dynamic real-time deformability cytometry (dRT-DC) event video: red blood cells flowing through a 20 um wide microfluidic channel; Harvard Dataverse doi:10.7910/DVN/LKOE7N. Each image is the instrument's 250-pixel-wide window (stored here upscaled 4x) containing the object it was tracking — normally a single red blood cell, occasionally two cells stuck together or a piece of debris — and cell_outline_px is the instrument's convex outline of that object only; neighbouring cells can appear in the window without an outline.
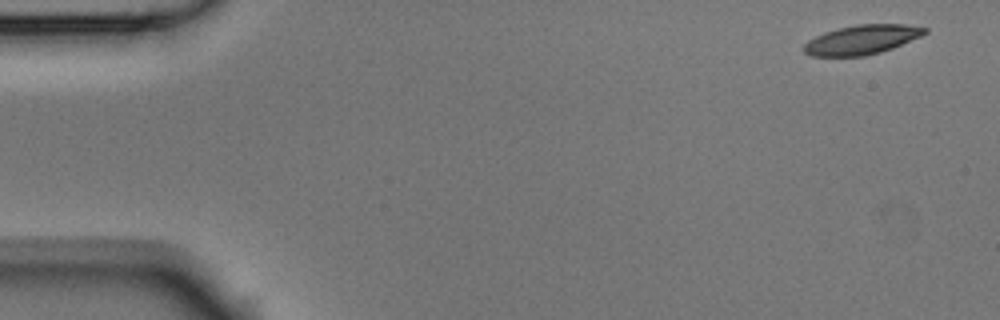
{"species": "Egyptian fruit bat (a non-hibernating species)", "species_latin": "Rousettus aegyptiacus", "temperature_condition": "room temperature", "stored_images_in_passage": 9, "camera_frame_rate_fps": 3000, "um_per_image_px": 0.085, "animal": {"sex": "male"}, "frame": {"image": 1, "passage_image": 1, "time_ms": 0.0, "image_size_px": [1000, 320], "cell_outline_px": [[928, 32], [920, 36], [892, 48], [880, 52], [864, 56], [812, 56], [804, 52], [804, 44], [808, 40], [824, 32], [856, 24], [904, 24], [928, 28]], "centroid_in_image_um": [73.25, 3.37], "position_along_channel_um": 11.7, "area_um2": 20.52}}
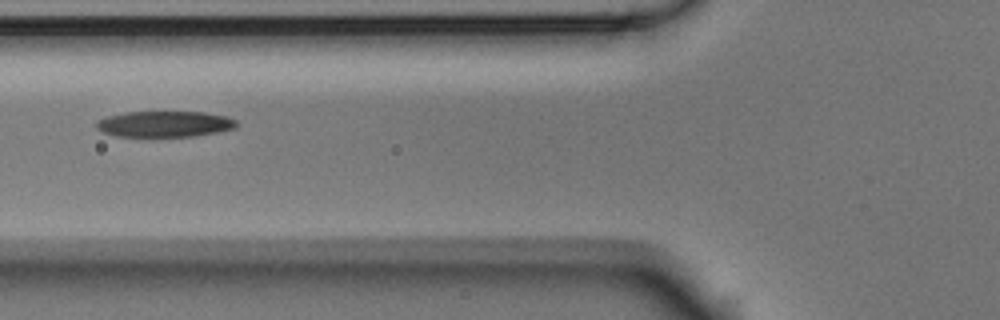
{"frame": {"image": 2, "passage_image": 6, "time_ms": 1.667, "image_size_px": [1000, 320], "cell_outline_px": [[240, 124], [236, 128], [196, 136], [116, 136], [100, 132], [96, 128], [96, 120], [108, 116], [124, 112], [204, 112], [228, 116], [236, 120]], "centroid_in_image_um": [14.0, 10.54], "position_along_channel_um": 111.8, "area_um2": 21.39}}
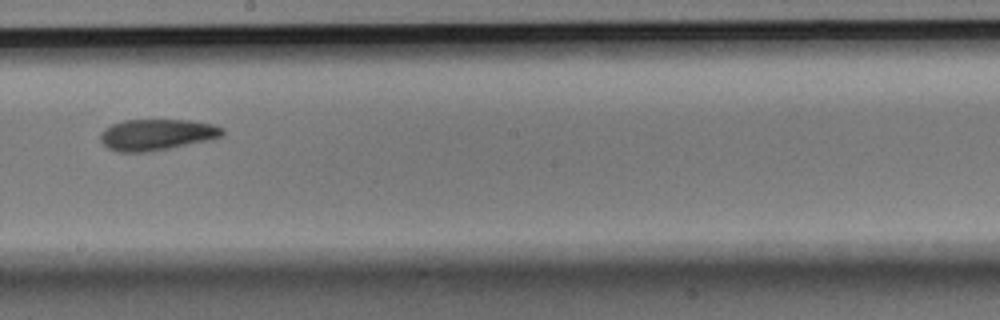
{"frame": {"image": 3, "passage_image": 9, "time_ms": 2.667, "image_size_px": [1000, 320], "cell_outline_px": [[224, 136], [212, 140], [148, 152], [116, 152], [108, 148], [100, 140], [100, 132], [104, 128], [112, 124], [124, 120], [188, 120], [212, 124], [224, 128]], "centroid_in_image_um": [13.34, 11.45], "position_along_channel_um": 234.9, "area_um2": 22.43}}